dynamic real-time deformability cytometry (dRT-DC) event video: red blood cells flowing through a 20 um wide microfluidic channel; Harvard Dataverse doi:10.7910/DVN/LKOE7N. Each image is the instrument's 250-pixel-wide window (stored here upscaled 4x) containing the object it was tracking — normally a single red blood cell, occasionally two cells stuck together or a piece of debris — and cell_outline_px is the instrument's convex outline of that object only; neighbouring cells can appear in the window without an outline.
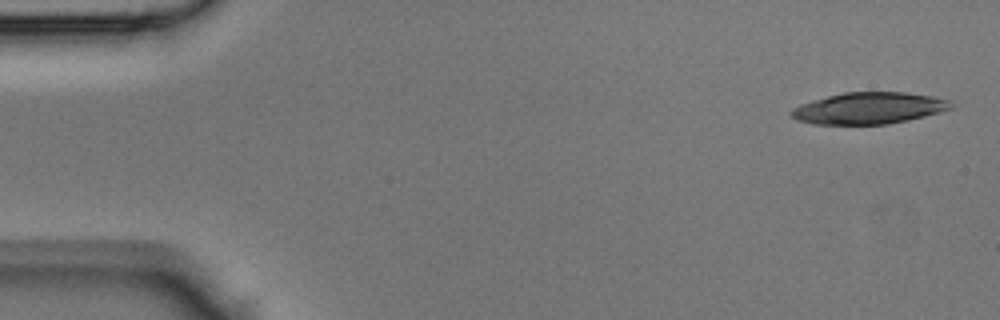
{"species": "Egyptian fruit bat (a non-hibernating species)", "species_latin": "Rousettus aegyptiacus", "temperature_condition": "room temperature", "stored_images_in_passage": 43, "camera_frame_rate_fps": 3000, "um_per_image_px": 0.085, "animal": {"sex": "male"}, "frame": {"image": 1, "passage_image": 1, "time_ms": 0.0, "image_size_px": [1000, 320], "cell_outline_px": [[952, 108], [940, 112], [908, 120], [888, 124], [812, 124], [796, 120], [788, 112], [792, 108], [800, 104], [812, 100], [844, 92], [904, 92], [932, 96], [948, 100], [952, 104]], "centroid_in_image_um": [73.82, 9.2], "position_along_channel_um": 11.2, "area_um2": 29.36}}
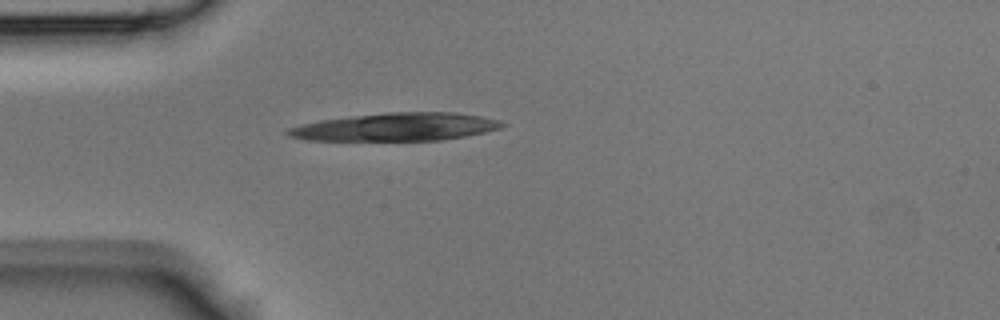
{"frame": {"image": 2, "passage_image": 11, "time_ms": 3.333, "image_size_px": [1000, 320], "cell_outline_px": [[508, 124], [500, 128], [484, 132], [464, 136], [440, 140], [304, 140], [288, 136], [284, 132], [288, 128], [320, 120], [352, 116], [388, 112], [456, 112], [480, 116], [500, 120]], "centroid_in_image_um": [33.67, 10.78], "position_along_channel_um": 51.3, "area_um2": 34.74}}